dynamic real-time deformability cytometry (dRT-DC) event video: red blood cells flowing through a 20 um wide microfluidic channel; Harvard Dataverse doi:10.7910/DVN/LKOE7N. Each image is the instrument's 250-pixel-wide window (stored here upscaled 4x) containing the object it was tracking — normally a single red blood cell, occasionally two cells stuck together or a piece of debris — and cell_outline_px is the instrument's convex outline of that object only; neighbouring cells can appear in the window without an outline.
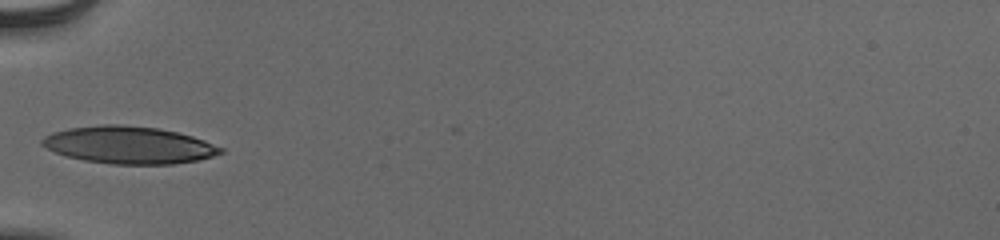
{"species": "human", "species_latin": "Homo sapiens", "temperature_condition": "cold", "stored_images_in_passage": 35, "camera_frame_rate_fps": 3000, "um_per_image_px": 0.085, "donor": {"sex": "male"}, "frame": {"image": 1, "passage_image": 1, "time_ms": 0.0, "image_size_px": [1000, 240], "cell_outline_px": [[224, 152], [212, 156], [196, 160], [172, 164], [112, 164], [84, 160], [68, 156], [56, 152], [40, 144], [40, 140], [44, 136], [52, 132], [68, 128], [100, 124], [120, 124], [156, 128], [176, 132], [192, 136], [204, 140], [224, 148]], "centroid_in_image_um": [10.94, 12.32], "position_along_channel_um": 74.1, "area_um2": 38.67}}
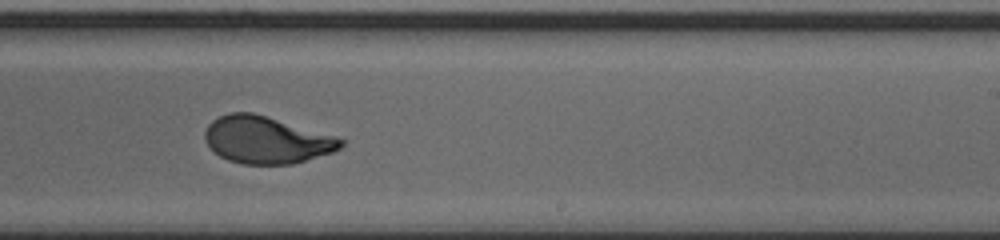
{"frame": {"image": 2, "passage_image": 16, "time_ms": 5.0, "image_size_px": [1000, 240], "cell_outline_px": [[344, 144], [340, 148], [332, 152], [292, 164], [240, 164], [228, 160], [220, 156], [204, 140], [204, 132], [208, 124], [212, 120], [228, 112], [252, 112], [336, 136], [344, 140]], "centroid_in_image_um": [22.62, 11.89], "position_along_channel_um": 266.4, "area_um2": 37.17}}
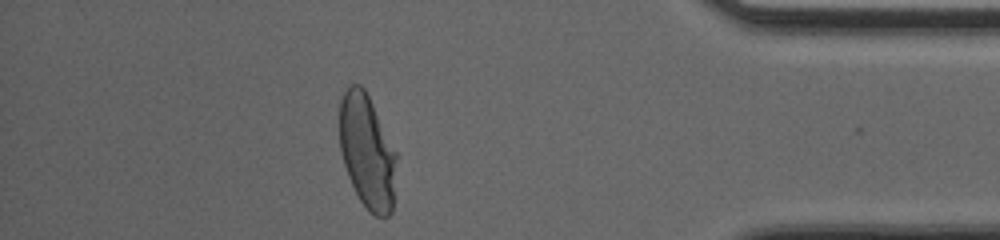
{"frame": {"image": 3, "passage_image": 29, "time_ms": 9.333, "image_size_px": [1000, 240], "cell_outline_px": [[396, 156], [392, 212], [388, 216], [376, 216], [368, 212], [360, 200], [348, 176], [340, 152], [340, 100], [348, 84], [360, 84], [364, 88], [396, 152]], "centroid_in_image_um": [31.19, 12.89], "position_along_channel_um": 404.0, "area_um2": 37.45}, "authors_computed_cell_mechanics": {"area_um2": 37.859, "velocity_mm_per_s": 3.8772, "shape_relaxation_time_tau1_ms": 3.6418, "shape_relaxation_time_tau2_ms": null, "deformation_change_tau1": 0.1942, "deformation_change_tau2": null}}